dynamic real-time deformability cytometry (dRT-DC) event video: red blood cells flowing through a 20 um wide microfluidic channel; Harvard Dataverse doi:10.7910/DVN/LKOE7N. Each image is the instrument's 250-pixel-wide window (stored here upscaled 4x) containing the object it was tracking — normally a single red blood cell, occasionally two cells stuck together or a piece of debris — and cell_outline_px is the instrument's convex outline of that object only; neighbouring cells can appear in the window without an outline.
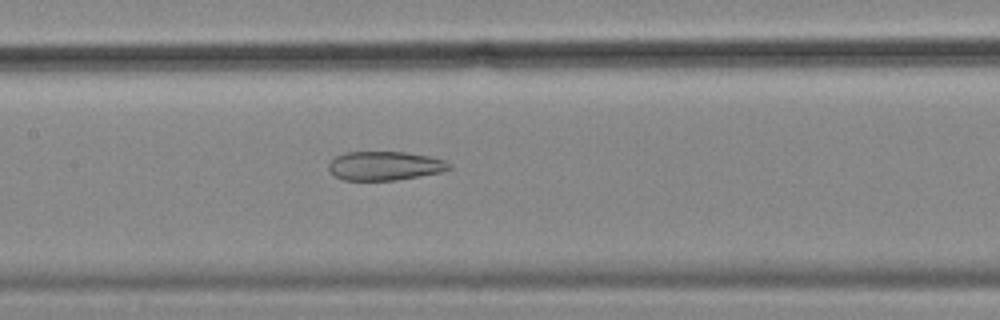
{"species": "common noctule bat (a hibernating species)", "species_latin": "Nyctalus noctula", "temperature_condition": "cold", "stored_images_in_passage": 51, "camera_frame_rate_fps": 3000, "um_per_image_px": 0.085, "animal": {"sex": "female", "body_mass_g": 18.4}, "frame": {"image": 1, "passage_image": 26, "time_ms": 8.333, "image_size_px": [1000, 320], "cell_outline_px": [[452, 168], [440, 172], [420, 176], [396, 180], [344, 180], [336, 176], [328, 168], [328, 164], [336, 156], [344, 152], [404, 152], [428, 156], [444, 160], [452, 164]], "centroid_in_image_um": [32.72, 14.09], "position_along_channel_um": 174.7, "area_um2": 20.23}}
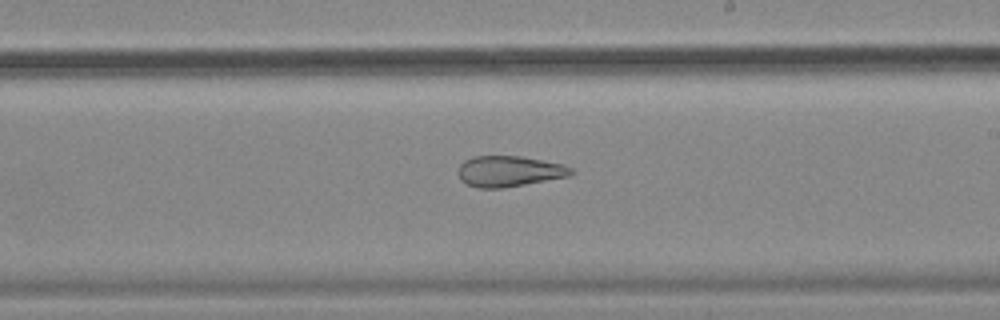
{"frame": {"image": 2, "passage_image": 32, "time_ms": 10.333, "image_size_px": [1000, 320], "cell_outline_px": [[576, 172], [568, 176], [524, 184], [500, 188], [480, 188], [468, 184], [460, 180], [456, 172], [460, 164], [464, 160], [476, 156], [520, 156], [564, 164], [572, 168]], "centroid_in_image_um": [43.26, 14.55], "position_along_channel_um": 245.7, "area_um2": 20.23}}
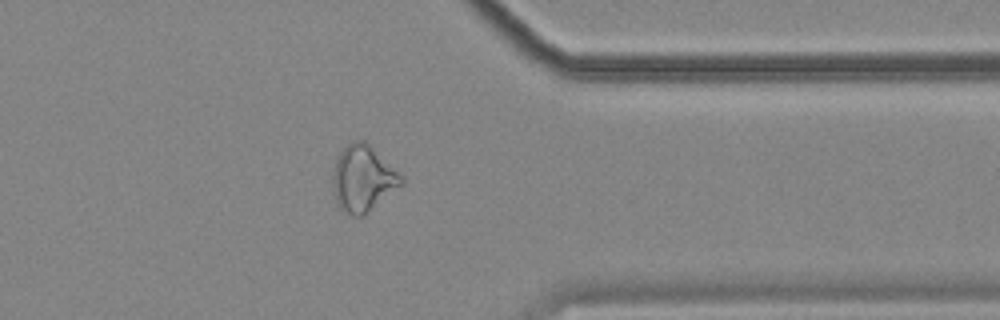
{"frame": {"image": 3, "passage_image": 44, "time_ms": 14.333, "image_size_px": [1000, 320], "cell_outline_px": [[404, 184], [360, 216], [352, 216], [340, 208], [336, 204], [332, 192], [332, 172], [336, 156], [352, 140], [364, 140], [372, 144], [404, 176]], "centroid_in_image_um": [30.85, 15.12], "position_along_channel_um": 380.6, "area_um2": 26.93}, "authors_computed_cell_mechanics": {"area_um2": 26.1834, "velocity_mm_per_s": 3.5681, "shape_relaxation_time_tau1_ms": null, "shape_relaxation_time_tau2_ms": 3.1047, "deformation_change_tau1": null, "deformation_change_tau2": 0.1161}}